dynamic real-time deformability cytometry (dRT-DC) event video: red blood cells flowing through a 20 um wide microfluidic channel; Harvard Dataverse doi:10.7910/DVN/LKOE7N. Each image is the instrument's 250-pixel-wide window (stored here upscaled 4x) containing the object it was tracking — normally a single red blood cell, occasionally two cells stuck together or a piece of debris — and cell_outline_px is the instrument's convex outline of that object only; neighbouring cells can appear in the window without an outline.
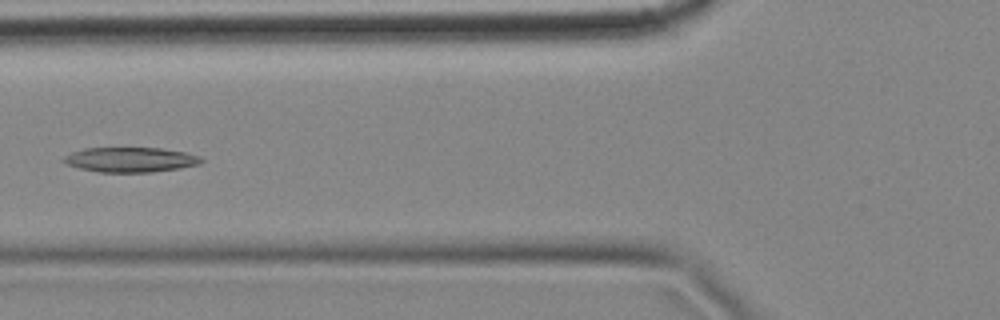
{"species": "common noctule bat (a hibernating species)", "species_latin": "Nyctalus noctula", "temperature_condition": "cold", "stored_images_in_passage": 6, "camera_frame_rate_fps": 3000, "um_per_image_px": 0.085, "animal": {"sex": "female", "body_mass_g": 18.4}, "frame": {"image": 1, "passage_image": 6, "time_ms": 1.667, "image_size_px": [1000, 320], "cell_outline_px": [[204, 160], [200, 164], [180, 168], [152, 172], [100, 172], [80, 168], [64, 164], [60, 160], [64, 156], [72, 152], [84, 148], [160, 148], [184, 152], [200, 156]], "centroid_in_image_um": [11.06, 13.57], "position_along_channel_um": 114.7, "area_um2": 20.0}}